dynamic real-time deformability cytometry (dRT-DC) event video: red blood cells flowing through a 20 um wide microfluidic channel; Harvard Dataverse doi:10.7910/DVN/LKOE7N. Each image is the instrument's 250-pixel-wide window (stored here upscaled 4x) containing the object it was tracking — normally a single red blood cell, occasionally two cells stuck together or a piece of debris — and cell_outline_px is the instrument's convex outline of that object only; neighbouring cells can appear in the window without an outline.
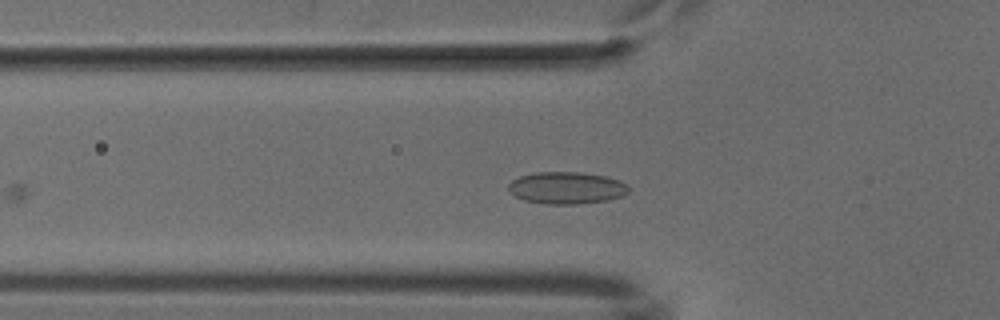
{"species": "common noctule bat (a hibernating species)", "species_latin": "Nyctalus noctula", "temperature_condition": "cold", "stored_images_in_passage": 53, "camera_frame_rate_fps": 3000, "um_per_image_px": 0.085, "animal": {"sex": "male", "body_mass_g": 18.8}, "frame": {"image": 1, "passage_image": 17, "time_ms": 5.333, "image_size_px": [1000, 320], "cell_outline_px": [[628, 192], [624, 196], [608, 200], [576, 204], [544, 204], [524, 200], [508, 192], [508, 184], [512, 180], [520, 176], [536, 172], [580, 172], [608, 176], [620, 180], [628, 184]], "centroid_in_image_um": [48.17, 15.97], "position_along_channel_um": 77.6, "area_um2": 22.72}}
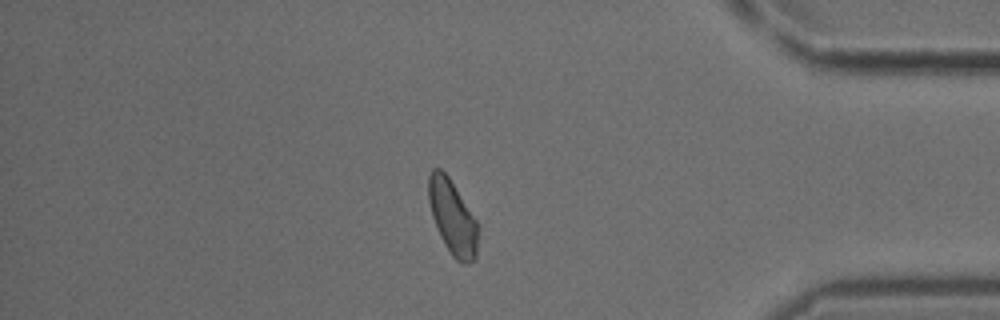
{"frame": {"image": 2, "passage_image": 44, "time_ms": 14.333, "image_size_px": [1000, 320], "cell_outline_px": [[476, 256], [468, 264], [456, 260], [452, 256], [444, 244], [440, 236], [432, 216], [428, 200], [428, 176], [432, 168], [440, 168], [448, 176], [476, 220]], "centroid_in_image_um": [38.41, 18.44], "position_along_channel_um": 396.8, "area_um2": 20.98}}